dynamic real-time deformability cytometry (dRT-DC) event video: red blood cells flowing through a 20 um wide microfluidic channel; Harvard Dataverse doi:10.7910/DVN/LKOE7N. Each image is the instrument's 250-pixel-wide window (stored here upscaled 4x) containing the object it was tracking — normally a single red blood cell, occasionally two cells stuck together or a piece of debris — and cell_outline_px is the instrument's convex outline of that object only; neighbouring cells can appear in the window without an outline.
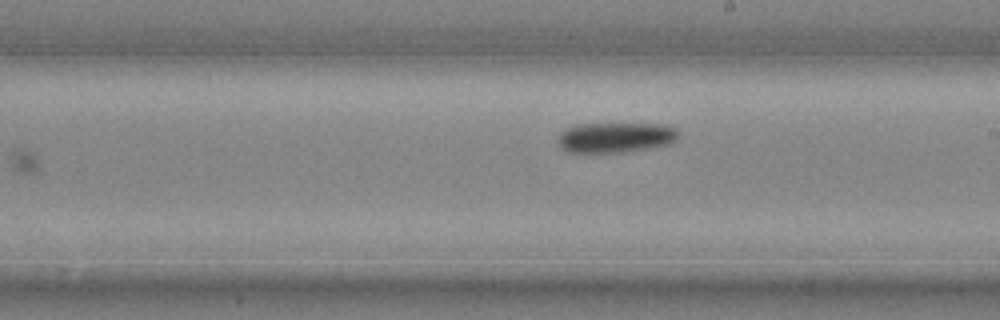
{"species": "common noctule bat (a hibernating species)", "species_latin": "Nyctalus noctula", "temperature_condition": "cold", "stored_images_in_passage": 13, "camera_frame_rate_fps": 3000, "um_per_image_px": 0.085, "animal": {"sex": "male", "body_mass_g": 20.4}, "frame": {"image": 1, "passage_image": 13, "time_ms": 4.0, "image_size_px": [1000, 320], "cell_outline_px": [[680, 132], [676, 140], [672, 144], [624, 152], [568, 152], [560, 148], [556, 140], [560, 132], [568, 128], [580, 124], [664, 124], [676, 128]], "centroid_in_image_um": [52.34, 11.68], "position_along_channel_um": 236.7, "area_um2": 21.39}}